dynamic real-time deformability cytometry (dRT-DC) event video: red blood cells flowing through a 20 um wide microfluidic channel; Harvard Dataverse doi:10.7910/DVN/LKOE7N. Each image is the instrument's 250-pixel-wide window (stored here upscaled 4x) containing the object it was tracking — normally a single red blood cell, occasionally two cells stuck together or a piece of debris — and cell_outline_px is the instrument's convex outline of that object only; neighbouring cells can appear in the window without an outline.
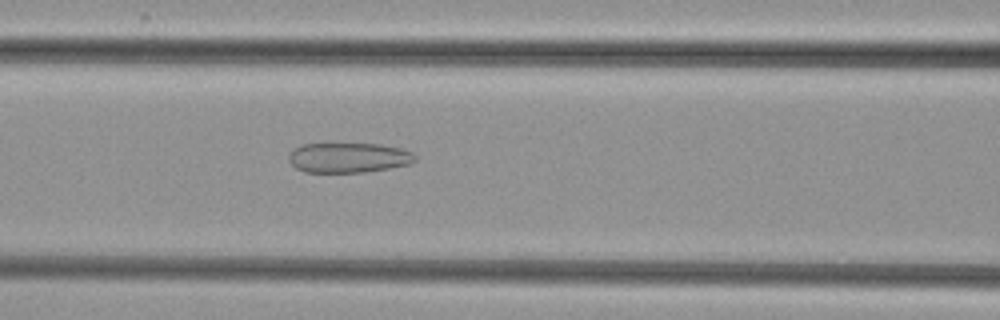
{"species": "common noctule bat (a hibernating species)", "species_latin": "Nyctalus noctula", "temperature_condition": "cold", "stored_images_in_passage": 35, "camera_frame_rate_fps": 3000, "um_per_image_px": 0.085, "animal": {"sex": "female", "body_mass_g": 29.2, "forearm_length_mm": 56.3}, "frame": {"image": 1, "passage_image": 8, "time_ms": 2.333, "image_size_px": [1000, 320], "cell_outline_px": [[416, 160], [408, 164], [388, 168], [364, 172], [304, 172], [296, 168], [288, 160], [288, 156], [300, 144], [380, 144], [400, 148], [412, 152], [416, 156]], "centroid_in_image_um": [29.62, 13.4], "position_along_channel_um": 137.0, "area_um2": 21.91}}
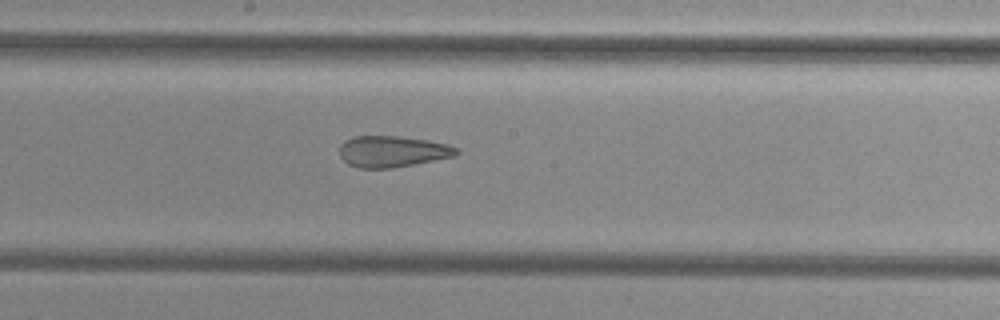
{"frame": {"image": 2, "passage_image": 14, "time_ms": 4.333, "image_size_px": [1000, 320], "cell_outline_px": [[460, 152], [456, 156], [416, 164], [392, 168], [356, 168], [348, 164], [340, 156], [340, 144], [344, 140], [352, 136], [396, 136], [428, 140], [448, 144], [456, 148]], "centroid_in_image_um": [33.35, 12.88], "position_along_channel_um": 214.9, "area_um2": 21.5}}
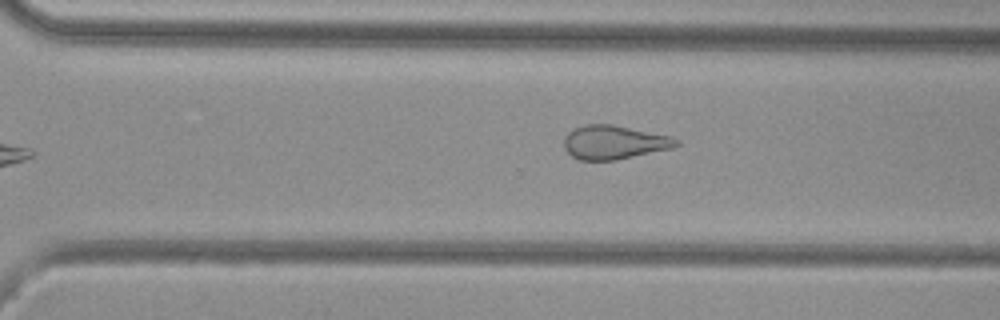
{"frame": {"image": 3, "passage_image": 22, "time_ms": 7.0, "image_size_px": [1000, 320], "cell_outline_px": [[680, 144], [672, 148], [616, 160], [580, 160], [572, 156], [564, 148], [564, 136], [568, 132], [584, 124], [612, 124], [672, 136], [680, 140]], "centroid_in_image_um": [52.21, 12.09], "position_along_channel_um": 318.4, "area_um2": 22.2}}